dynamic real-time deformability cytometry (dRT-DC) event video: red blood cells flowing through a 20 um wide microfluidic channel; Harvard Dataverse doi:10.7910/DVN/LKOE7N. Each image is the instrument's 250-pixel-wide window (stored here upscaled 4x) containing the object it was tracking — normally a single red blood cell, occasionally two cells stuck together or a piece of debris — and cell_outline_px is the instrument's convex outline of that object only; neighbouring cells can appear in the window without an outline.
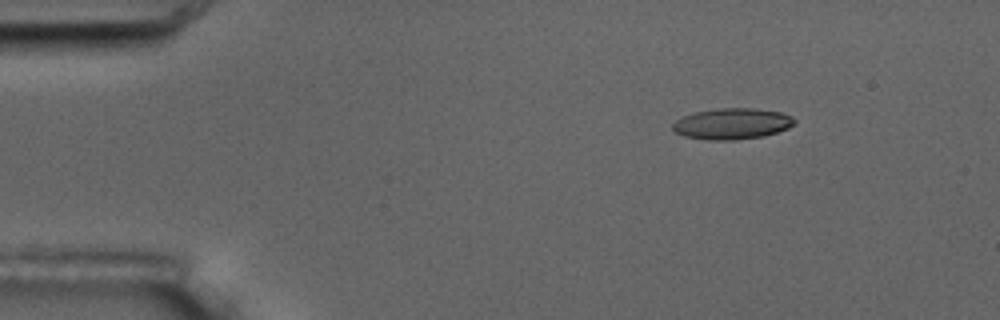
{"species": "common noctule bat (a hibernating species)", "species_latin": "Nyctalus noctula", "temperature_condition": "room temperature", "stored_images_in_passage": 4, "camera_frame_rate_fps": 3000, "um_per_image_px": 0.085, "animal": {"sex": "male", "body_mass_g": 17.5, "forearm_length_mm": 52.3}, "frame": {"image": 1, "passage_image": 2, "time_ms": 2.0, "image_size_px": [1000, 320], "cell_outline_px": [[796, 124], [788, 128], [764, 136], [736, 140], [708, 140], [684, 136], [676, 132], [672, 128], [672, 124], [676, 120], [684, 116], [696, 112], [720, 108], [756, 108], [780, 112], [792, 116], [796, 120]], "centroid_in_image_um": [62.26, 10.52], "position_along_channel_um": 22.7, "area_um2": 22.08}}